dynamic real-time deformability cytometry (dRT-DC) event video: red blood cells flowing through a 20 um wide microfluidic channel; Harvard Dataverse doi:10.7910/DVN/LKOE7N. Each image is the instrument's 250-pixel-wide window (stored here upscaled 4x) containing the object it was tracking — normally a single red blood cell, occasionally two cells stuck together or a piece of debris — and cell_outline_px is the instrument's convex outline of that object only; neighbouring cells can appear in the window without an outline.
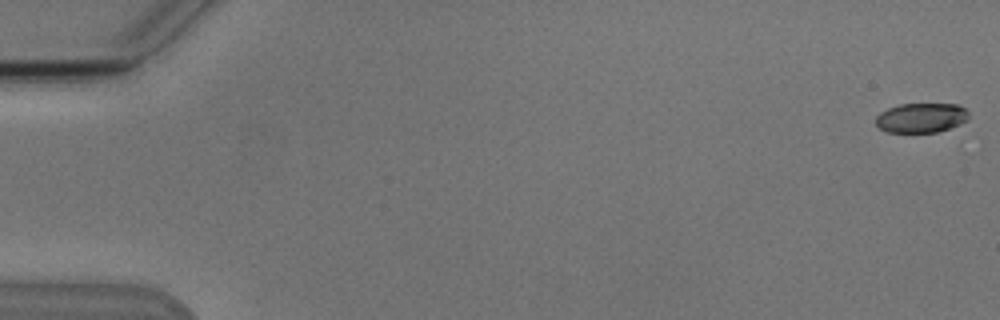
{"species": "Egyptian fruit bat (a non-hibernating species)", "species_latin": "Rousettus aegyptiacus", "temperature_condition": "cold", "stored_images_in_passage": 7, "camera_frame_rate_fps": 3000, "um_per_image_px": 0.085, "animal": {"sex": "male"}, "frame": {"image": 1, "passage_image": 1, "time_ms": 0.0, "image_size_px": [1000, 320], "cell_outline_px": [[968, 120], [960, 124], [936, 132], [888, 132], [880, 128], [876, 124], [876, 116], [880, 112], [888, 108], [900, 104], [956, 104], [964, 108], [968, 112]], "centroid_in_image_um": [78.3, 10.01], "position_along_channel_um": 6.7, "area_um2": 15.95}}